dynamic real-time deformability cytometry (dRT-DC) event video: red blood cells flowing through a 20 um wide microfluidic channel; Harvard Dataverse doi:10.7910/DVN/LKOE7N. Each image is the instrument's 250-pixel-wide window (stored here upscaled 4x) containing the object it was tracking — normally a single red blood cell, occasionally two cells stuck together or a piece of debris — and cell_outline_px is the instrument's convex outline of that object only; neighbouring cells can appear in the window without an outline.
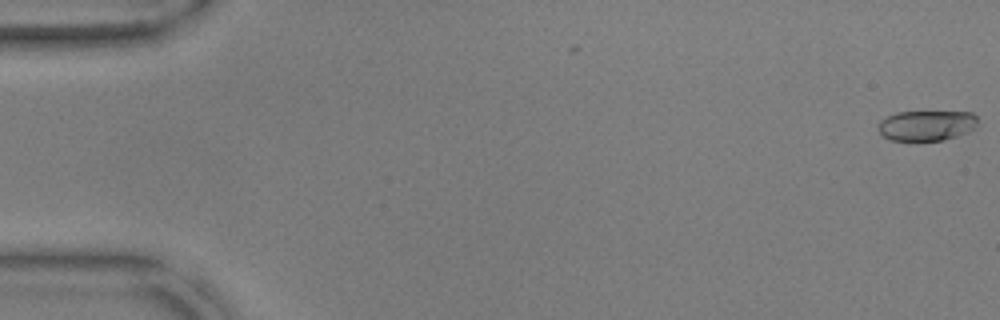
{"species": "common noctule bat (a hibernating species)", "species_latin": "Nyctalus noctula", "temperature_condition": "warm", "stored_images_in_passage": 2, "camera_frame_rate_fps": 3000, "um_per_image_px": 0.085, "animal": {"sex": "male", "body_mass_g": 17.9, "forearm_length_mm": 54.2}, "frame": {"image": 1, "passage_image": 2, "time_ms": 0.333, "image_size_px": [1000, 320], "cell_outline_px": [[976, 128], [968, 132], [944, 140], [892, 140], [884, 136], [876, 128], [880, 120], [896, 112], [972, 112], [976, 116]], "centroid_in_image_um": [78.75, 10.66], "position_along_channel_um": 6.2, "area_um2": 17.51}}